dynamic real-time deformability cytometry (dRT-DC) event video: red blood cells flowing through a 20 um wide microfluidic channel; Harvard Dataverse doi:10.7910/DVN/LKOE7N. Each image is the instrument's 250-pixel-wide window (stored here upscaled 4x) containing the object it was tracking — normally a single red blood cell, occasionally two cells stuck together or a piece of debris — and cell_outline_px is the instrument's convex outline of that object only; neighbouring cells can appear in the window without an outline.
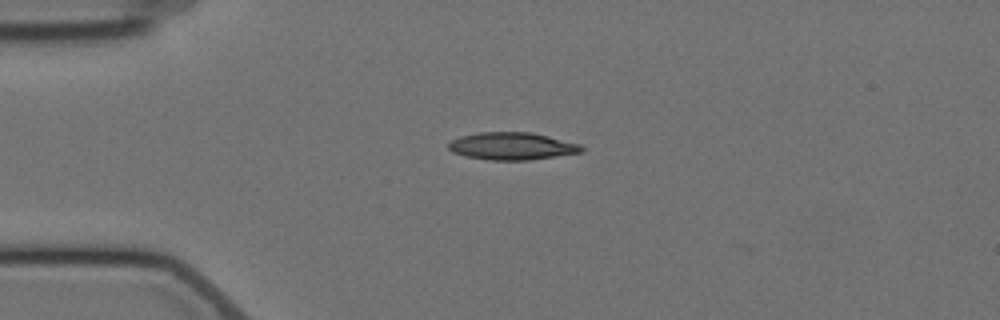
{"species": "Egyptian fruit bat (a non-hibernating species)", "species_latin": "Rousettus aegyptiacus", "temperature_condition": "cold", "stored_images_in_passage": 4, "camera_frame_rate_fps": 3000, "um_per_image_px": 0.085, "animal": {"sex": "female"}, "frame": {"image": 1, "passage_image": 2, "time_ms": 1.0, "image_size_px": [1000, 320], "cell_outline_px": [[584, 148], [580, 152], [556, 156], [528, 160], [492, 160], [468, 156], [452, 152], [448, 148], [448, 144], [452, 140], [460, 136], [480, 132], [532, 132], [580, 144]], "centroid_in_image_um": [43.51, 12.41], "position_along_channel_um": 41.5, "area_um2": 21.04}}
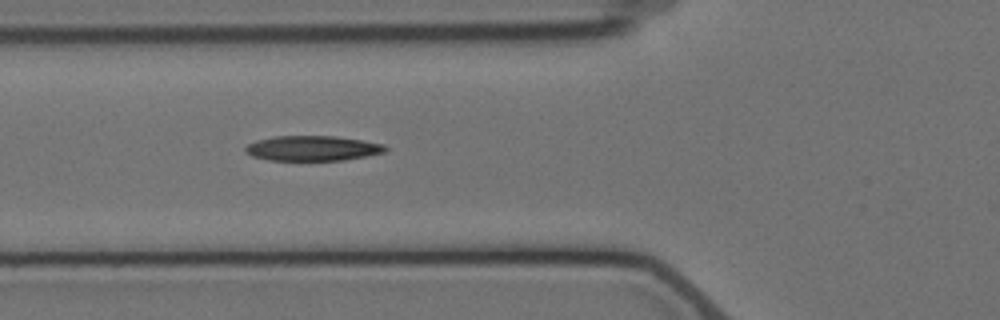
{"frame": {"image": 2, "passage_image": 4, "time_ms": 3.333, "image_size_px": [1000, 320], "cell_outline_px": [[388, 152], [344, 160], [268, 160], [252, 156], [244, 152], [244, 148], [248, 144], [256, 140], [276, 136], [336, 136], [384, 144], [388, 148]], "centroid_in_image_um": [26.57, 12.6], "position_along_channel_um": 99.2, "area_um2": 20.52}}